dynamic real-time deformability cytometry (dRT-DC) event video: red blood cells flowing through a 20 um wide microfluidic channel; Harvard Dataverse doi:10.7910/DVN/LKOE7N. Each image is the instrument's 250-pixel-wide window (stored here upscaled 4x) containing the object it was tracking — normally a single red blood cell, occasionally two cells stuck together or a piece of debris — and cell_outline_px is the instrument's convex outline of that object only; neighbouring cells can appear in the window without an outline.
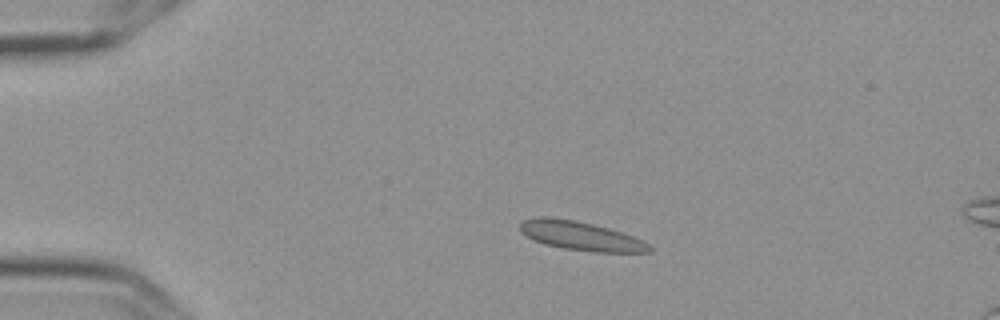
{"species": "Egyptian fruit bat (a non-hibernating species)", "species_latin": "Rousettus aegyptiacus", "temperature_condition": "cold", "stored_images_in_passage": 5, "camera_frame_rate_fps": 3000, "um_per_image_px": 0.085, "frame": {"image": 1, "passage_image": 3, "time_ms": 0.667, "image_size_px": [1000, 320], "cell_outline_px": [[652, 252], [592, 252], [564, 248], [544, 244], [520, 232], [520, 220], [536, 216], [552, 216], [576, 220], [608, 228], [632, 236], [648, 244], [652, 248]], "centroid_in_image_um": [49.3, 20.03], "position_along_channel_um": 35.7, "area_um2": 21.79}}